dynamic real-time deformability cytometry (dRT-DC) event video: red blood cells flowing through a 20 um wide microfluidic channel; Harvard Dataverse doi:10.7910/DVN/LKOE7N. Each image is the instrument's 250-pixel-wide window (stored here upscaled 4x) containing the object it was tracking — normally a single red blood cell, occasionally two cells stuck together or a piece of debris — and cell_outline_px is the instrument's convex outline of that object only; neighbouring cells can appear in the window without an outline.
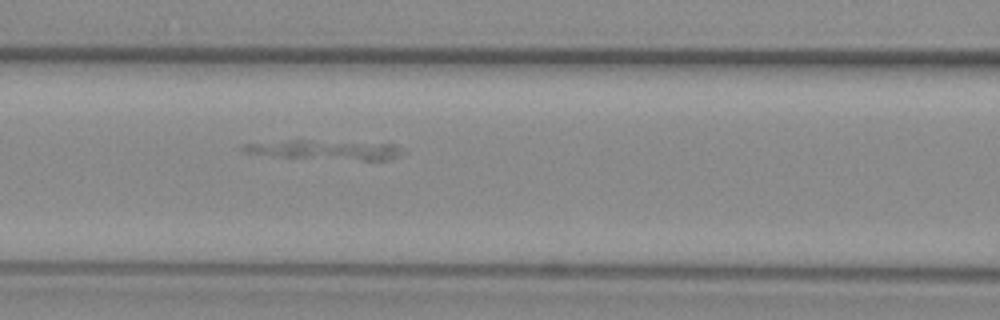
{"species": "common noctule bat (a hibernating species)", "species_latin": "Nyctalus noctula", "temperature_condition": "warm", "stored_images_in_passage": 35, "camera_frame_rate_fps": 3000, "um_per_image_px": 0.085, "animal": {"sex": "female", "body_mass_g": 29.2, "forearm_length_mm": 56.3}, "frame": {"image": 1, "passage_image": 6, "time_ms": 1.667, "image_size_px": [1000, 320], "cell_outline_px": [[404, 152], [388, 160], [364, 160], [284, 156], [244, 152], [240, 148], [244, 144], [288, 140], [312, 140], [396, 144]], "centroid_in_image_um": [27.7, 12.72], "position_along_channel_um": 138.9, "area_um2": 17.57}}
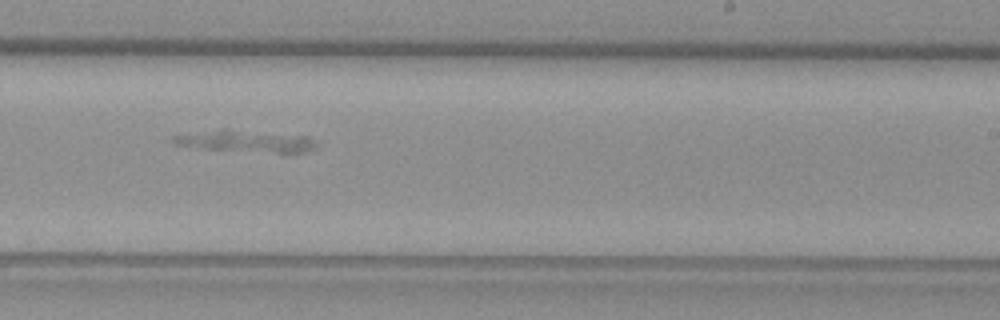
{"frame": {"image": 2, "passage_image": 16, "time_ms": 5.0, "image_size_px": [1000, 320], "cell_outline_px": [[316, 144], [312, 148], [304, 152], [276, 152], [212, 148], [176, 144], [172, 140], [172, 136], [224, 128], [228, 128], [308, 136], [316, 140]], "centroid_in_image_um": [20.97, 11.95], "position_along_channel_um": 268.0, "area_um2": 17.51}}
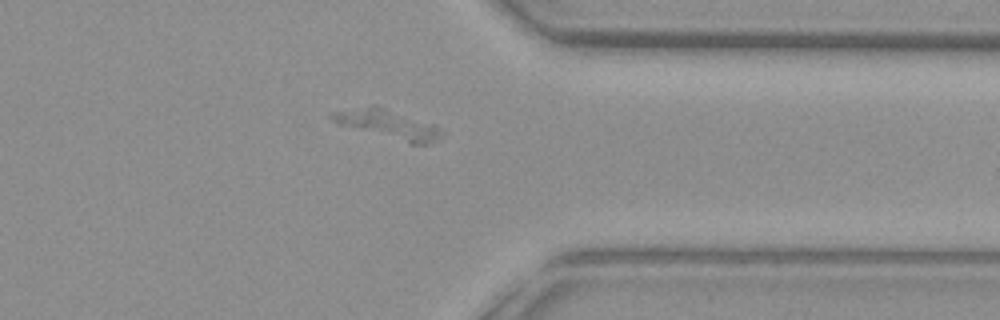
{"frame": {"image": 3, "passage_image": 25, "time_ms": 8.0, "image_size_px": [1000, 320], "cell_outline_px": [[444, 136], [428, 144], [412, 144], [336, 124], [328, 116], [332, 112], [372, 104], [376, 104], [436, 124], [444, 132]], "centroid_in_image_um": [33.01, 10.54], "position_along_channel_um": 378.4, "area_um2": 19.02}}